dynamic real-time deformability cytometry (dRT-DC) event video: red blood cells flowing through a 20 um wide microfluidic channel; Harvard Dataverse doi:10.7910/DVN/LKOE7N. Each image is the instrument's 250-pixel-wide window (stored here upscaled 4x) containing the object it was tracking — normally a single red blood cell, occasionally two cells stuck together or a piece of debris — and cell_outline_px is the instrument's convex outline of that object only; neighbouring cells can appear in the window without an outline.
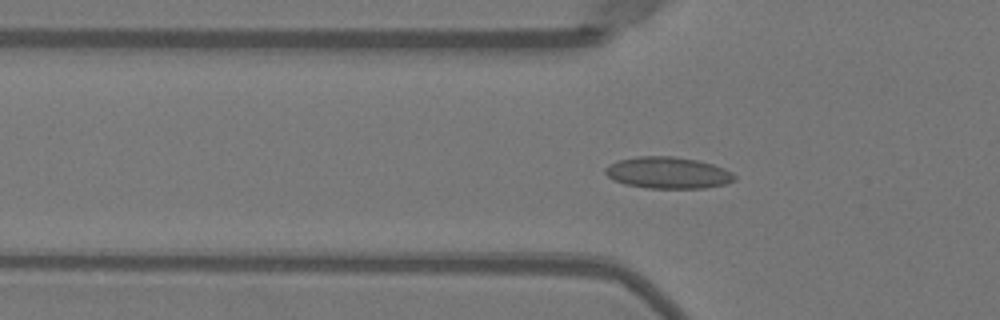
{"species": "Egyptian fruit bat (a non-hibernating species)", "species_latin": "Rousettus aegyptiacus", "temperature_condition": "warm", "stored_images_in_passage": 52, "camera_frame_rate_fps": 3000, "um_per_image_px": 0.085, "animal": {"sex": "female"}, "frame": {"image": 1, "passage_image": 17, "time_ms": 5.333, "image_size_px": [1000, 320], "cell_outline_px": [[736, 180], [724, 184], [704, 188], [648, 188], [624, 184], [608, 176], [604, 172], [604, 168], [620, 160], [636, 156], [672, 156], [696, 160], [712, 164], [724, 168], [732, 172], [736, 176]], "centroid_in_image_um": [56.8, 14.69], "position_along_channel_um": 69.0, "area_um2": 23.64}}
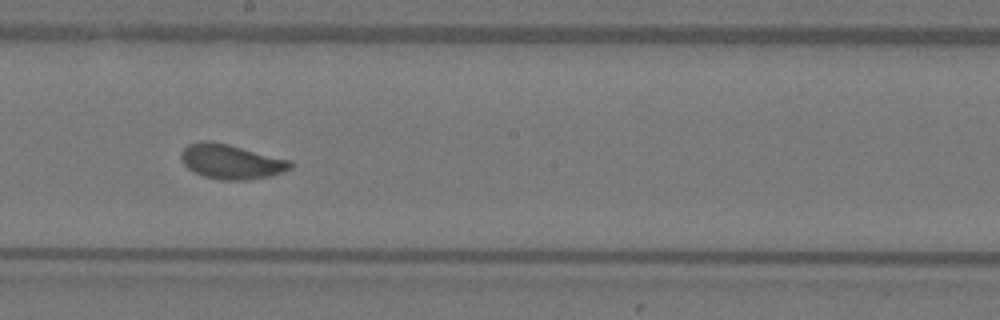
{"frame": {"image": 2, "passage_image": 29, "time_ms": 9.333, "image_size_px": [1000, 320], "cell_outline_px": [[292, 168], [272, 176], [244, 180], [224, 180], [204, 176], [188, 168], [184, 164], [180, 156], [180, 152], [188, 144], [200, 140], [212, 140], [292, 160]], "centroid_in_image_um": [19.65, 13.72], "position_along_channel_um": 228.5, "area_um2": 22.2}}
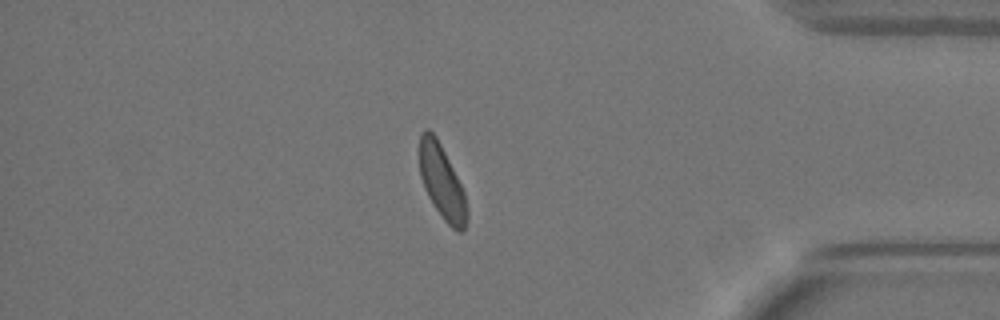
{"frame": {"image": 3, "passage_image": 44, "time_ms": 14.333, "image_size_px": [1000, 320], "cell_outline_px": [[468, 220], [464, 232], [456, 232], [444, 220], [428, 196], [424, 188], [420, 176], [416, 152], [420, 132], [424, 128], [428, 128], [436, 136], [464, 192], [468, 212]], "centroid_in_image_um": [37.51, 15.43], "position_along_channel_um": 397.7, "area_um2": 20.92}, "authors_computed_cell_mechanics": {"area_um2": 21.675, "velocity_mm_per_s": 3.9836, "shape_relaxation_time_tau1_ms": 2.1628, "shape_relaxation_time_tau2_ms": null, "deformation_change_tau1": 0.0954, "deformation_change_tau2": null}}